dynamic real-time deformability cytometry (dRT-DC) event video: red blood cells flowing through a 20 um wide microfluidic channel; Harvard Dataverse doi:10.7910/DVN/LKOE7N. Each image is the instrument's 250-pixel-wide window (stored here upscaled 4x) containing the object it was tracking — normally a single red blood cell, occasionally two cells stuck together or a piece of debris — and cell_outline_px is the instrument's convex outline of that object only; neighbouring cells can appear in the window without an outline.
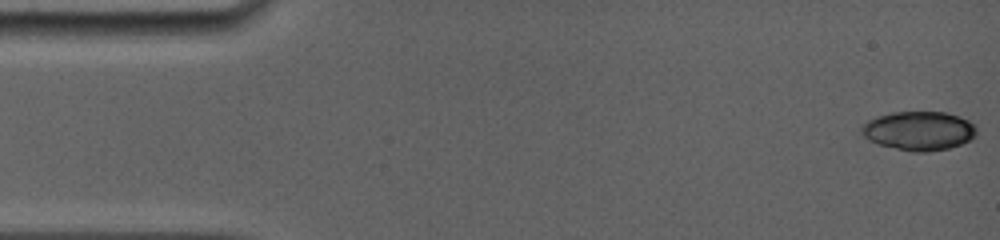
{"species": "common noctule bat (a hibernating species)", "species_latin": "Nyctalus noctula", "temperature_condition": "room temperature", "stored_images_in_passage": 7, "camera_frame_rate_fps": 5000, "um_per_image_px": 0.085, "animal": {"sex": "female", "body_mass_g": 19.0, "forearm_length_mm": 56.7}, "frame": {"image": 1, "passage_image": 1, "time_ms": 0.0, "image_size_px": [1000, 240], "cell_outline_px": [[976, 136], [972, 140], [948, 148], [928, 152], [912, 152], [880, 144], [868, 140], [860, 132], [860, 128], [868, 120], [876, 116], [892, 112], [948, 112], [960, 116], [968, 120], [976, 128]], "centroid_in_image_um": [78.11, 11.11], "position_along_channel_um": 6.9, "area_um2": 26.24}}
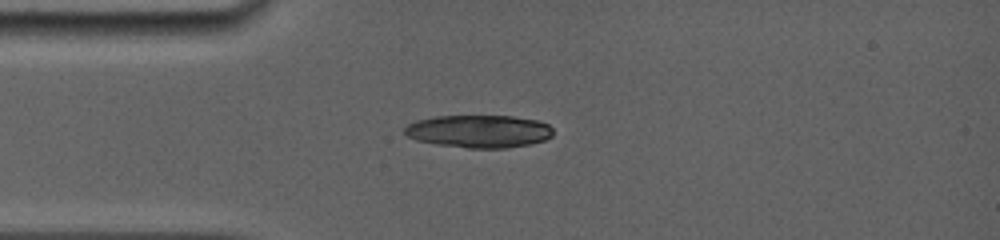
{"frame": {"image": 2, "passage_image": 7, "time_ms": 3.8, "image_size_px": [1000, 240], "cell_outline_px": [[552, 136], [544, 140], [532, 144], [504, 148], [468, 148], [436, 144], [416, 140], [408, 136], [404, 132], [404, 128], [408, 124], [416, 120], [432, 116], [512, 116], [536, 120], [548, 124], [552, 128]], "centroid_in_image_um": [40.7, 11.16], "position_along_channel_um": 44.3, "area_um2": 28.38}}